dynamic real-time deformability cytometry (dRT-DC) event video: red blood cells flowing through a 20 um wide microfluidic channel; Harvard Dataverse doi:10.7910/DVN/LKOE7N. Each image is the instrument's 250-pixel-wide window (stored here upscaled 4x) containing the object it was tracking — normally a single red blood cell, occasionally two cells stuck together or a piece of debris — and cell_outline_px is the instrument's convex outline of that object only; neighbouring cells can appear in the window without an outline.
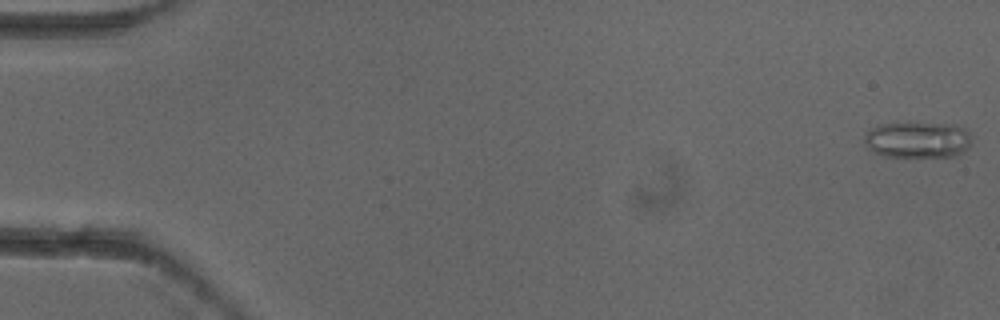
{"species": "common noctule bat (a hibernating species)", "species_latin": "Nyctalus noctula", "temperature_condition": "cold", "stored_images_in_passage": 4, "camera_frame_rate_fps": 3000, "um_per_image_px": 0.085, "animal": {"sex": "female"}, "frame": {"image": 1, "passage_image": 1, "time_ms": 0.0, "image_size_px": [1000, 320], "cell_outline_px": [[968, 148], [964, 152], [956, 156], [884, 156], [872, 152], [868, 148], [864, 140], [864, 136], [872, 128], [880, 124], [956, 124], [964, 128], [968, 132]], "centroid_in_image_um": [77.98, 11.9], "position_along_channel_um": 7.0, "area_um2": 22.2}}